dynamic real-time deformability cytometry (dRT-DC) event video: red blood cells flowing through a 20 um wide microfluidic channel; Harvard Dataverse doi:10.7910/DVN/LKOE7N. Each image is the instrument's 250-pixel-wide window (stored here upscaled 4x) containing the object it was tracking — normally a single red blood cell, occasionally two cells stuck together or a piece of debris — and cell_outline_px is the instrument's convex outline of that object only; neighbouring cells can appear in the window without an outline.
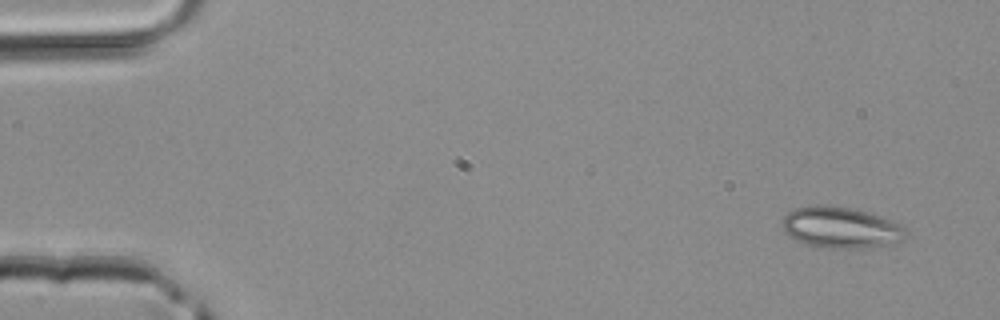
{"species": "common noctule bat (a hibernating species)", "species_latin": "Nyctalus noctula", "temperature_condition": "room temperature", "stored_images_in_passage": 4, "camera_frame_rate_fps": 3000, "um_per_image_px": 0.085, "animal": {"sex": "male", "body_mass_g": 20.4}, "frame": {"image": 1, "passage_image": 4, "time_ms": 1.0, "image_size_px": [1000, 320], "cell_outline_px": [[908, 232], [904, 240], [864, 248], [832, 248], [804, 244], [796, 240], [784, 232], [784, 216], [792, 208], [828, 204], [852, 208], [868, 212], [892, 220], [908, 228]], "centroid_in_image_um": [71.5, 19.33], "position_along_channel_um": 13.5, "area_um2": 29.71}}